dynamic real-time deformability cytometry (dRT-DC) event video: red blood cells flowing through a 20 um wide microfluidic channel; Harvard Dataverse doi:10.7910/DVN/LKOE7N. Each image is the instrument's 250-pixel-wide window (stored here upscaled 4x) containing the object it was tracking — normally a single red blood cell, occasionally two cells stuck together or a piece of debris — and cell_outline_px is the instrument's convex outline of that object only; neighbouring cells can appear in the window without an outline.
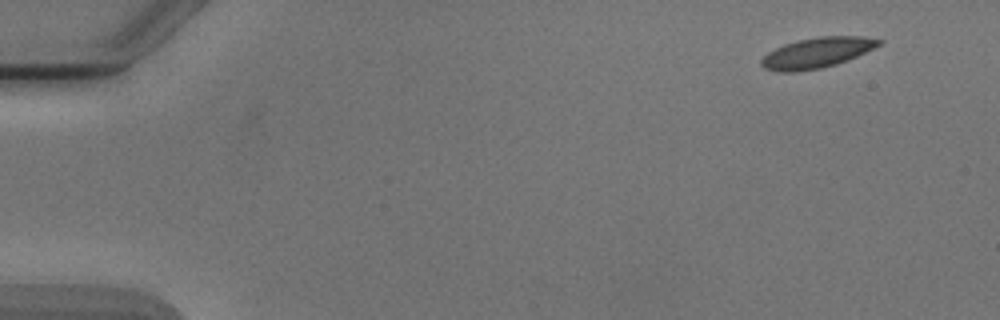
{"species": "Egyptian fruit bat (a non-hibernating species)", "species_latin": "Rousettus aegyptiacus", "temperature_condition": "cold", "stored_images_in_passage": 2, "camera_frame_rate_fps": 3000, "um_per_image_px": 0.085, "animal": {"sex": "male"}, "frame": {"image": 1, "passage_image": 2, "time_ms": 1.333, "image_size_px": [1000, 320], "cell_outline_px": [[884, 40], [880, 44], [848, 60], [836, 64], [820, 68], [800, 72], [776, 72], [764, 68], [760, 64], [760, 60], [768, 52], [784, 44], [800, 40], [820, 36], [860, 36]], "centroid_in_image_um": [69.39, 4.5], "position_along_channel_um": 15.6, "area_um2": 20.69}}